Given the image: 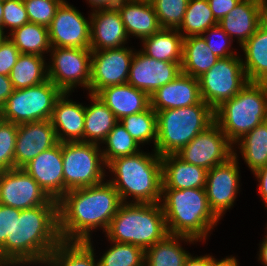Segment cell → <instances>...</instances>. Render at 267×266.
Here are the masks:
<instances>
[{
  "label": "cell",
  "instance_id": "cell-1",
  "mask_svg": "<svg viewBox=\"0 0 267 266\" xmlns=\"http://www.w3.org/2000/svg\"><path fill=\"white\" fill-rule=\"evenodd\" d=\"M57 202L61 240L84 242L90 239L89 232L97 226L106 232L123 203L109 181L68 190Z\"/></svg>",
  "mask_w": 267,
  "mask_h": 266
},
{
  "label": "cell",
  "instance_id": "cell-2",
  "mask_svg": "<svg viewBox=\"0 0 267 266\" xmlns=\"http://www.w3.org/2000/svg\"><path fill=\"white\" fill-rule=\"evenodd\" d=\"M58 228V202L14 213L11 235V265L46 264L49 255L61 242Z\"/></svg>",
  "mask_w": 267,
  "mask_h": 266
},
{
  "label": "cell",
  "instance_id": "cell-3",
  "mask_svg": "<svg viewBox=\"0 0 267 266\" xmlns=\"http://www.w3.org/2000/svg\"><path fill=\"white\" fill-rule=\"evenodd\" d=\"M161 203L168 233L207 238L219 218L210 209L205 188L162 189Z\"/></svg>",
  "mask_w": 267,
  "mask_h": 266
},
{
  "label": "cell",
  "instance_id": "cell-4",
  "mask_svg": "<svg viewBox=\"0 0 267 266\" xmlns=\"http://www.w3.org/2000/svg\"><path fill=\"white\" fill-rule=\"evenodd\" d=\"M107 167L116 176L109 180L119 193L122 202L129 195L134 203H160L162 198V160L154 155L138 152L130 156L118 157Z\"/></svg>",
  "mask_w": 267,
  "mask_h": 266
},
{
  "label": "cell",
  "instance_id": "cell-5",
  "mask_svg": "<svg viewBox=\"0 0 267 266\" xmlns=\"http://www.w3.org/2000/svg\"><path fill=\"white\" fill-rule=\"evenodd\" d=\"M109 240L146 251L169 233L159 203H122L106 230Z\"/></svg>",
  "mask_w": 267,
  "mask_h": 266
},
{
  "label": "cell",
  "instance_id": "cell-6",
  "mask_svg": "<svg viewBox=\"0 0 267 266\" xmlns=\"http://www.w3.org/2000/svg\"><path fill=\"white\" fill-rule=\"evenodd\" d=\"M155 150L161 157L177 154L215 122V111L203 100L198 104L157 111Z\"/></svg>",
  "mask_w": 267,
  "mask_h": 266
},
{
  "label": "cell",
  "instance_id": "cell-7",
  "mask_svg": "<svg viewBox=\"0 0 267 266\" xmlns=\"http://www.w3.org/2000/svg\"><path fill=\"white\" fill-rule=\"evenodd\" d=\"M267 121V83L249 82L215 110V122L233 144Z\"/></svg>",
  "mask_w": 267,
  "mask_h": 266
},
{
  "label": "cell",
  "instance_id": "cell-8",
  "mask_svg": "<svg viewBox=\"0 0 267 266\" xmlns=\"http://www.w3.org/2000/svg\"><path fill=\"white\" fill-rule=\"evenodd\" d=\"M62 93L49 79L25 89H14L0 108V117L16 125L50 120L55 103Z\"/></svg>",
  "mask_w": 267,
  "mask_h": 266
},
{
  "label": "cell",
  "instance_id": "cell-9",
  "mask_svg": "<svg viewBox=\"0 0 267 266\" xmlns=\"http://www.w3.org/2000/svg\"><path fill=\"white\" fill-rule=\"evenodd\" d=\"M99 149L98 143L62 142L64 194L103 182L105 174L101 165L106 164Z\"/></svg>",
  "mask_w": 267,
  "mask_h": 266
},
{
  "label": "cell",
  "instance_id": "cell-10",
  "mask_svg": "<svg viewBox=\"0 0 267 266\" xmlns=\"http://www.w3.org/2000/svg\"><path fill=\"white\" fill-rule=\"evenodd\" d=\"M198 80L201 99L214 111L249 83L243 62L237 55L219 58Z\"/></svg>",
  "mask_w": 267,
  "mask_h": 266
},
{
  "label": "cell",
  "instance_id": "cell-11",
  "mask_svg": "<svg viewBox=\"0 0 267 266\" xmlns=\"http://www.w3.org/2000/svg\"><path fill=\"white\" fill-rule=\"evenodd\" d=\"M52 65H48V79L62 92L69 93L78 84L90 91V48L51 47Z\"/></svg>",
  "mask_w": 267,
  "mask_h": 266
},
{
  "label": "cell",
  "instance_id": "cell-12",
  "mask_svg": "<svg viewBox=\"0 0 267 266\" xmlns=\"http://www.w3.org/2000/svg\"><path fill=\"white\" fill-rule=\"evenodd\" d=\"M231 145L227 136L214 122L183 147L177 155L185 162L210 170L234 156Z\"/></svg>",
  "mask_w": 267,
  "mask_h": 266
},
{
  "label": "cell",
  "instance_id": "cell-13",
  "mask_svg": "<svg viewBox=\"0 0 267 266\" xmlns=\"http://www.w3.org/2000/svg\"><path fill=\"white\" fill-rule=\"evenodd\" d=\"M133 55V51L124 46L92 51L90 93L127 83Z\"/></svg>",
  "mask_w": 267,
  "mask_h": 266
},
{
  "label": "cell",
  "instance_id": "cell-14",
  "mask_svg": "<svg viewBox=\"0 0 267 266\" xmlns=\"http://www.w3.org/2000/svg\"><path fill=\"white\" fill-rule=\"evenodd\" d=\"M50 199L24 169L0 171V204L24 210L44 205Z\"/></svg>",
  "mask_w": 267,
  "mask_h": 266
},
{
  "label": "cell",
  "instance_id": "cell-15",
  "mask_svg": "<svg viewBox=\"0 0 267 266\" xmlns=\"http://www.w3.org/2000/svg\"><path fill=\"white\" fill-rule=\"evenodd\" d=\"M48 33L51 47L90 48L91 23L66 1L58 7Z\"/></svg>",
  "mask_w": 267,
  "mask_h": 266
},
{
  "label": "cell",
  "instance_id": "cell-16",
  "mask_svg": "<svg viewBox=\"0 0 267 266\" xmlns=\"http://www.w3.org/2000/svg\"><path fill=\"white\" fill-rule=\"evenodd\" d=\"M234 156L227 162L217 165L207 172L205 185L210 209L220 219L222 213L233 206L239 190V167Z\"/></svg>",
  "mask_w": 267,
  "mask_h": 266
},
{
  "label": "cell",
  "instance_id": "cell-17",
  "mask_svg": "<svg viewBox=\"0 0 267 266\" xmlns=\"http://www.w3.org/2000/svg\"><path fill=\"white\" fill-rule=\"evenodd\" d=\"M180 73L178 63L156 60L140 51L133 55L127 83L151 96Z\"/></svg>",
  "mask_w": 267,
  "mask_h": 266
},
{
  "label": "cell",
  "instance_id": "cell-18",
  "mask_svg": "<svg viewBox=\"0 0 267 266\" xmlns=\"http://www.w3.org/2000/svg\"><path fill=\"white\" fill-rule=\"evenodd\" d=\"M24 169L52 199L59 200L64 195L62 143L44 150Z\"/></svg>",
  "mask_w": 267,
  "mask_h": 266
},
{
  "label": "cell",
  "instance_id": "cell-19",
  "mask_svg": "<svg viewBox=\"0 0 267 266\" xmlns=\"http://www.w3.org/2000/svg\"><path fill=\"white\" fill-rule=\"evenodd\" d=\"M58 143L55 129L50 120L18 125L14 168H23L41 152Z\"/></svg>",
  "mask_w": 267,
  "mask_h": 266
},
{
  "label": "cell",
  "instance_id": "cell-20",
  "mask_svg": "<svg viewBox=\"0 0 267 266\" xmlns=\"http://www.w3.org/2000/svg\"><path fill=\"white\" fill-rule=\"evenodd\" d=\"M267 18V0H241L218 22L232 39L235 35L242 46Z\"/></svg>",
  "mask_w": 267,
  "mask_h": 266
},
{
  "label": "cell",
  "instance_id": "cell-21",
  "mask_svg": "<svg viewBox=\"0 0 267 266\" xmlns=\"http://www.w3.org/2000/svg\"><path fill=\"white\" fill-rule=\"evenodd\" d=\"M199 80L181 72L173 81L158 88L150 96L155 112L188 107L201 101Z\"/></svg>",
  "mask_w": 267,
  "mask_h": 266
},
{
  "label": "cell",
  "instance_id": "cell-22",
  "mask_svg": "<svg viewBox=\"0 0 267 266\" xmlns=\"http://www.w3.org/2000/svg\"><path fill=\"white\" fill-rule=\"evenodd\" d=\"M90 20L92 51L119 48L127 41L128 35L117 8L95 10Z\"/></svg>",
  "mask_w": 267,
  "mask_h": 266
},
{
  "label": "cell",
  "instance_id": "cell-23",
  "mask_svg": "<svg viewBox=\"0 0 267 266\" xmlns=\"http://www.w3.org/2000/svg\"><path fill=\"white\" fill-rule=\"evenodd\" d=\"M67 94L63 92L57 99L50 118L51 124L58 142H84L85 106L66 100Z\"/></svg>",
  "mask_w": 267,
  "mask_h": 266
},
{
  "label": "cell",
  "instance_id": "cell-24",
  "mask_svg": "<svg viewBox=\"0 0 267 266\" xmlns=\"http://www.w3.org/2000/svg\"><path fill=\"white\" fill-rule=\"evenodd\" d=\"M162 160V189L205 188L208 170L183 161L177 154Z\"/></svg>",
  "mask_w": 267,
  "mask_h": 266
},
{
  "label": "cell",
  "instance_id": "cell-25",
  "mask_svg": "<svg viewBox=\"0 0 267 266\" xmlns=\"http://www.w3.org/2000/svg\"><path fill=\"white\" fill-rule=\"evenodd\" d=\"M116 8L127 35L144 39L162 29L151 1L121 0Z\"/></svg>",
  "mask_w": 267,
  "mask_h": 266
},
{
  "label": "cell",
  "instance_id": "cell-26",
  "mask_svg": "<svg viewBox=\"0 0 267 266\" xmlns=\"http://www.w3.org/2000/svg\"><path fill=\"white\" fill-rule=\"evenodd\" d=\"M96 95L113 112L119 122L122 118L140 113L150 106V96L128 83L105 87Z\"/></svg>",
  "mask_w": 267,
  "mask_h": 266
},
{
  "label": "cell",
  "instance_id": "cell-27",
  "mask_svg": "<svg viewBox=\"0 0 267 266\" xmlns=\"http://www.w3.org/2000/svg\"><path fill=\"white\" fill-rule=\"evenodd\" d=\"M246 60L242 62L249 82L267 83V18L242 46Z\"/></svg>",
  "mask_w": 267,
  "mask_h": 266
},
{
  "label": "cell",
  "instance_id": "cell-28",
  "mask_svg": "<svg viewBox=\"0 0 267 266\" xmlns=\"http://www.w3.org/2000/svg\"><path fill=\"white\" fill-rule=\"evenodd\" d=\"M218 59L202 35L184 37L181 72L198 79L215 65Z\"/></svg>",
  "mask_w": 267,
  "mask_h": 266
},
{
  "label": "cell",
  "instance_id": "cell-29",
  "mask_svg": "<svg viewBox=\"0 0 267 266\" xmlns=\"http://www.w3.org/2000/svg\"><path fill=\"white\" fill-rule=\"evenodd\" d=\"M183 39L177 29L162 28L152 36L142 39V52L156 60L176 62L181 66Z\"/></svg>",
  "mask_w": 267,
  "mask_h": 266
},
{
  "label": "cell",
  "instance_id": "cell-30",
  "mask_svg": "<svg viewBox=\"0 0 267 266\" xmlns=\"http://www.w3.org/2000/svg\"><path fill=\"white\" fill-rule=\"evenodd\" d=\"M89 96L93 103L85 107L84 142L97 144L102 140L103 143L119 121L96 94L89 93Z\"/></svg>",
  "mask_w": 267,
  "mask_h": 266
},
{
  "label": "cell",
  "instance_id": "cell-31",
  "mask_svg": "<svg viewBox=\"0 0 267 266\" xmlns=\"http://www.w3.org/2000/svg\"><path fill=\"white\" fill-rule=\"evenodd\" d=\"M178 239L194 242L196 239L168 234L162 241L156 242L145 251L146 266H184L186 259L190 256L181 245Z\"/></svg>",
  "mask_w": 267,
  "mask_h": 266
},
{
  "label": "cell",
  "instance_id": "cell-32",
  "mask_svg": "<svg viewBox=\"0 0 267 266\" xmlns=\"http://www.w3.org/2000/svg\"><path fill=\"white\" fill-rule=\"evenodd\" d=\"M51 266H99L95 263L91 238L84 241H61L49 255Z\"/></svg>",
  "mask_w": 267,
  "mask_h": 266
},
{
  "label": "cell",
  "instance_id": "cell-33",
  "mask_svg": "<svg viewBox=\"0 0 267 266\" xmlns=\"http://www.w3.org/2000/svg\"><path fill=\"white\" fill-rule=\"evenodd\" d=\"M44 61L43 56L21 53L9 75L14 89H25L47 81Z\"/></svg>",
  "mask_w": 267,
  "mask_h": 266
},
{
  "label": "cell",
  "instance_id": "cell-34",
  "mask_svg": "<svg viewBox=\"0 0 267 266\" xmlns=\"http://www.w3.org/2000/svg\"><path fill=\"white\" fill-rule=\"evenodd\" d=\"M238 142L242 156L253 173L267 164V121L249 131Z\"/></svg>",
  "mask_w": 267,
  "mask_h": 266
},
{
  "label": "cell",
  "instance_id": "cell-35",
  "mask_svg": "<svg viewBox=\"0 0 267 266\" xmlns=\"http://www.w3.org/2000/svg\"><path fill=\"white\" fill-rule=\"evenodd\" d=\"M9 38L20 53L43 56L45 51H51L48 28L35 23H27L15 29Z\"/></svg>",
  "mask_w": 267,
  "mask_h": 266
},
{
  "label": "cell",
  "instance_id": "cell-36",
  "mask_svg": "<svg viewBox=\"0 0 267 266\" xmlns=\"http://www.w3.org/2000/svg\"><path fill=\"white\" fill-rule=\"evenodd\" d=\"M218 25L207 0H189L184 19L179 32L183 30V37L203 35L209 28Z\"/></svg>",
  "mask_w": 267,
  "mask_h": 266
},
{
  "label": "cell",
  "instance_id": "cell-37",
  "mask_svg": "<svg viewBox=\"0 0 267 266\" xmlns=\"http://www.w3.org/2000/svg\"><path fill=\"white\" fill-rule=\"evenodd\" d=\"M120 121L136 143H145L154 139V146L156 145L157 113L151 106L140 113L126 116Z\"/></svg>",
  "mask_w": 267,
  "mask_h": 266
},
{
  "label": "cell",
  "instance_id": "cell-38",
  "mask_svg": "<svg viewBox=\"0 0 267 266\" xmlns=\"http://www.w3.org/2000/svg\"><path fill=\"white\" fill-rule=\"evenodd\" d=\"M103 142L107 145L106 150L102 151L106 166L118 157L130 156L139 152L138 143L119 122Z\"/></svg>",
  "mask_w": 267,
  "mask_h": 266
},
{
  "label": "cell",
  "instance_id": "cell-39",
  "mask_svg": "<svg viewBox=\"0 0 267 266\" xmlns=\"http://www.w3.org/2000/svg\"><path fill=\"white\" fill-rule=\"evenodd\" d=\"M114 244L98 261L99 266H145V251L133 244Z\"/></svg>",
  "mask_w": 267,
  "mask_h": 266
},
{
  "label": "cell",
  "instance_id": "cell-40",
  "mask_svg": "<svg viewBox=\"0 0 267 266\" xmlns=\"http://www.w3.org/2000/svg\"><path fill=\"white\" fill-rule=\"evenodd\" d=\"M189 0H151L162 28L178 29Z\"/></svg>",
  "mask_w": 267,
  "mask_h": 266
},
{
  "label": "cell",
  "instance_id": "cell-41",
  "mask_svg": "<svg viewBox=\"0 0 267 266\" xmlns=\"http://www.w3.org/2000/svg\"><path fill=\"white\" fill-rule=\"evenodd\" d=\"M20 209L0 204V266L11 265V235L14 226V213Z\"/></svg>",
  "mask_w": 267,
  "mask_h": 266
},
{
  "label": "cell",
  "instance_id": "cell-42",
  "mask_svg": "<svg viewBox=\"0 0 267 266\" xmlns=\"http://www.w3.org/2000/svg\"><path fill=\"white\" fill-rule=\"evenodd\" d=\"M18 125L0 120V171L14 168Z\"/></svg>",
  "mask_w": 267,
  "mask_h": 266
},
{
  "label": "cell",
  "instance_id": "cell-43",
  "mask_svg": "<svg viewBox=\"0 0 267 266\" xmlns=\"http://www.w3.org/2000/svg\"><path fill=\"white\" fill-rule=\"evenodd\" d=\"M63 1L65 0H23L29 22L47 28Z\"/></svg>",
  "mask_w": 267,
  "mask_h": 266
},
{
  "label": "cell",
  "instance_id": "cell-44",
  "mask_svg": "<svg viewBox=\"0 0 267 266\" xmlns=\"http://www.w3.org/2000/svg\"><path fill=\"white\" fill-rule=\"evenodd\" d=\"M3 30L6 26L11 32L29 23L23 0H3Z\"/></svg>",
  "mask_w": 267,
  "mask_h": 266
},
{
  "label": "cell",
  "instance_id": "cell-45",
  "mask_svg": "<svg viewBox=\"0 0 267 266\" xmlns=\"http://www.w3.org/2000/svg\"><path fill=\"white\" fill-rule=\"evenodd\" d=\"M208 32H209L208 35L211 34L214 37L216 35L218 36V38L220 37L219 38L220 40H218L220 42L214 43V39L212 36L210 37L208 35L207 36L202 35L204 37V39L206 40L208 47L213 52V54H215L218 58H226V57L236 56L232 51L228 50L232 40H230L231 39L230 36L220 26L216 25L214 27H211L207 31H205L203 34L208 33ZM215 41H217V40H215ZM228 41H230V42H228Z\"/></svg>",
  "mask_w": 267,
  "mask_h": 266
},
{
  "label": "cell",
  "instance_id": "cell-46",
  "mask_svg": "<svg viewBox=\"0 0 267 266\" xmlns=\"http://www.w3.org/2000/svg\"><path fill=\"white\" fill-rule=\"evenodd\" d=\"M20 51L7 36L0 44V74L10 75V72L17 62Z\"/></svg>",
  "mask_w": 267,
  "mask_h": 266
},
{
  "label": "cell",
  "instance_id": "cell-47",
  "mask_svg": "<svg viewBox=\"0 0 267 266\" xmlns=\"http://www.w3.org/2000/svg\"><path fill=\"white\" fill-rule=\"evenodd\" d=\"M217 22L223 19L241 0H207Z\"/></svg>",
  "mask_w": 267,
  "mask_h": 266
},
{
  "label": "cell",
  "instance_id": "cell-48",
  "mask_svg": "<svg viewBox=\"0 0 267 266\" xmlns=\"http://www.w3.org/2000/svg\"><path fill=\"white\" fill-rule=\"evenodd\" d=\"M14 87L8 75L0 74V108L13 93Z\"/></svg>",
  "mask_w": 267,
  "mask_h": 266
},
{
  "label": "cell",
  "instance_id": "cell-49",
  "mask_svg": "<svg viewBox=\"0 0 267 266\" xmlns=\"http://www.w3.org/2000/svg\"><path fill=\"white\" fill-rule=\"evenodd\" d=\"M254 174L259 179L260 185L258 190L267 206V164L263 168L254 172Z\"/></svg>",
  "mask_w": 267,
  "mask_h": 266
},
{
  "label": "cell",
  "instance_id": "cell-50",
  "mask_svg": "<svg viewBox=\"0 0 267 266\" xmlns=\"http://www.w3.org/2000/svg\"><path fill=\"white\" fill-rule=\"evenodd\" d=\"M212 256L205 255L200 257H192L191 255L186 259L184 266H211Z\"/></svg>",
  "mask_w": 267,
  "mask_h": 266
},
{
  "label": "cell",
  "instance_id": "cell-51",
  "mask_svg": "<svg viewBox=\"0 0 267 266\" xmlns=\"http://www.w3.org/2000/svg\"><path fill=\"white\" fill-rule=\"evenodd\" d=\"M89 3L99 9H111L116 8L121 0H88Z\"/></svg>",
  "mask_w": 267,
  "mask_h": 266
},
{
  "label": "cell",
  "instance_id": "cell-52",
  "mask_svg": "<svg viewBox=\"0 0 267 266\" xmlns=\"http://www.w3.org/2000/svg\"><path fill=\"white\" fill-rule=\"evenodd\" d=\"M211 266H238L237 260L235 257H228L223 260L217 261L215 258H212Z\"/></svg>",
  "mask_w": 267,
  "mask_h": 266
},
{
  "label": "cell",
  "instance_id": "cell-53",
  "mask_svg": "<svg viewBox=\"0 0 267 266\" xmlns=\"http://www.w3.org/2000/svg\"><path fill=\"white\" fill-rule=\"evenodd\" d=\"M259 252H260L259 260H261L262 263L265 266H267V236L265 237L264 241L261 243Z\"/></svg>",
  "mask_w": 267,
  "mask_h": 266
},
{
  "label": "cell",
  "instance_id": "cell-54",
  "mask_svg": "<svg viewBox=\"0 0 267 266\" xmlns=\"http://www.w3.org/2000/svg\"><path fill=\"white\" fill-rule=\"evenodd\" d=\"M3 0H0V30L3 31Z\"/></svg>",
  "mask_w": 267,
  "mask_h": 266
},
{
  "label": "cell",
  "instance_id": "cell-55",
  "mask_svg": "<svg viewBox=\"0 0 267 266\" xmlns=\"http://www.w3.org/2000/svg\"><path fill=\"white\" fill-rule=\"evenodd\" d=\"M7 36L4 35V32L0 30V39H5Z\"/></svg>",
  "mask_w": 267,
  "mask_h": 266
}]
</instances>
